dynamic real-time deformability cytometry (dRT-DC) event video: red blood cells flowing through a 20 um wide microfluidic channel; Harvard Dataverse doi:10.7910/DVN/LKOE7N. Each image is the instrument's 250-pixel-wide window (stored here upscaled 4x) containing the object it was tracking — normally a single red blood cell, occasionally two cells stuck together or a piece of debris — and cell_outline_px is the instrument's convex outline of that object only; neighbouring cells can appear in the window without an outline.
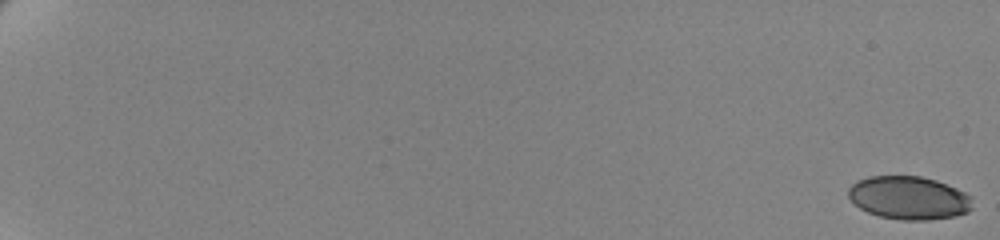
{"species": "human", "species_latin": "Homo sapiens", "temperature_condition": "cold", "stored_images_in_passage": 62, "camera_frame_rate_fps": 3000, "um_per_image_px": 0.085, "donor": {"sex": "female"}, "frame": {"image": 1, "passage_image": 1, "time_ms": 0.0, "image_size_px": [1000, 240], "cell_outline_px": [[972, 208], [968, 212], [956, 216], [928, 220], [900, 220], [880, 216], [868, 212], [860, 208], [848, 196], [848, 188], [856, 180], [868, 176], [920, 176], [936, 180], [956, 188], [972, 196]], "centroid_in_image_um": [77.26, 16.81], "position_along_channel_um": 7.7, "area_um2": 31.39}}
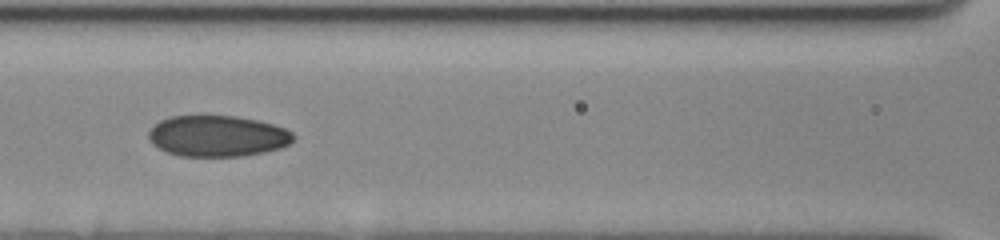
{"frame": {"image": 2, "passage_image": 33, "time_ms": 10.667, "image_size_px": [1000, 240], "cell_outline_px": [[296, 140], [280, 148], [264, 152], [244, 156], [180, 156], [168, 152], [152, 144], [148, 136], [148, 132], [160, 120], [168, 116], [200, 112], [236, 116], [256, 120], [272, 124], [284, 128], [292, 132], [296, 136]], "centroid_in_image_um": [18.47, 11.51], "position_along_channel_um": 148.1, "area_um2": 35.66}}
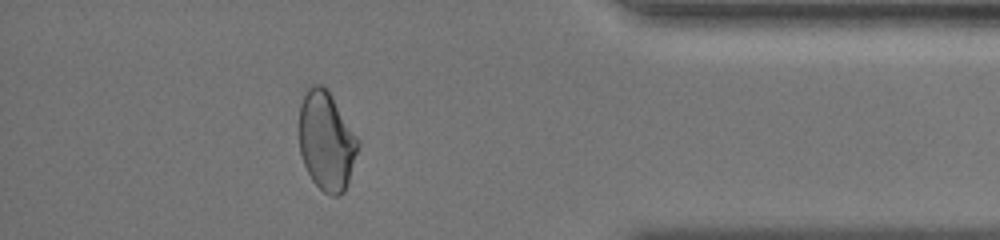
{"frame": {"image": 3, "passage_image": 57, "time_ms": 18.667, "image_size_px": [1000, 240], "cell_outline_px": [[360, 144], [348, 184], [344, 192], [340, 196], [332, 196], [324, 192], [312, 180], [304, 164], [300, 152], [300, 104], [304, 92], [308, 84], [320, 84], [328, 88], [360, 140]], "centroid_in_image_um": [27.77, 11.95], "position_along_channel_um": 407.4, "area_um2": 34.45}, "authors_computed_cell_mechanics": {"area_um2": 34.102, "velocity_mm_per_s": 3.4951, "shape_relaxation_time_tau1_ms": 7.805, "shape_relaxation_time_tau2_ms": 1.9633, "deformation_change_tau1": 0.1491, "deformation_change_tau2": 0.0618}}